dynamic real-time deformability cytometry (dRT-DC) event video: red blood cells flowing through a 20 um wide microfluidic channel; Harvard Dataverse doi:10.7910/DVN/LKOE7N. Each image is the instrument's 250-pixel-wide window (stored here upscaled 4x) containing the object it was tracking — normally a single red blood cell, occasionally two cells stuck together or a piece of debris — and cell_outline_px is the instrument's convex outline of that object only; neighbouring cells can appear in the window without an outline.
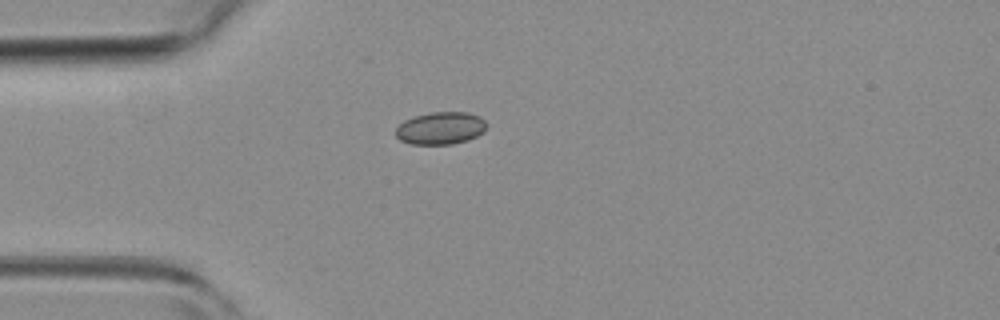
{"species": "common noctule bat (a hibernating species)", "species_latin": "Nyctalus noctula", "temperature_condition": "room temperature", "stored_images_in_passage": 20, "camera_frame_rate_fps": 3000, "um_per_image_px": 0.085, "animal": {"sex": "female", "body_mass_g": 19.3, "forearm_length_mm": 54.1}, "frame": {"image": 1, "passage_image": 1, "time_ms": 0.0, "image_size_px": [1000, 320], "cell_outline_px": [[488, 124], [484, 132], [468, 140], [452, 144], [412, 144], [400, 140], [396, 136], [396, 128], [404, 120], [416, 116], [432, 112], [468, 112], [480, 116]], "centroid_in_image_um": [37.48, 10.89], "position_along_channel_um": 47.5, "area_um2": 17.22}}
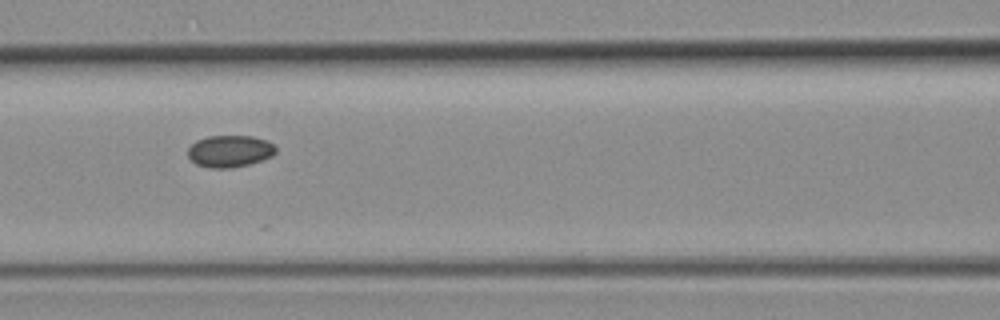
{"frame": {"image": 2, "passage_image": 9, "time_ms": 2.667, "image_size_px": [1000, 320], "cell_outline_px": [[276, 152], [272, 156], [248, 164], [232, 168], [208, 168], [196, 164], [188, 156], [188, 148], [196, 140], [208, 136], [252, 136], [268, 140], [276, 148]], "centroid_in_image_um": [19.52, 12.85], "position_along_channel_um": 147.1, "area_um2": 16.36}}
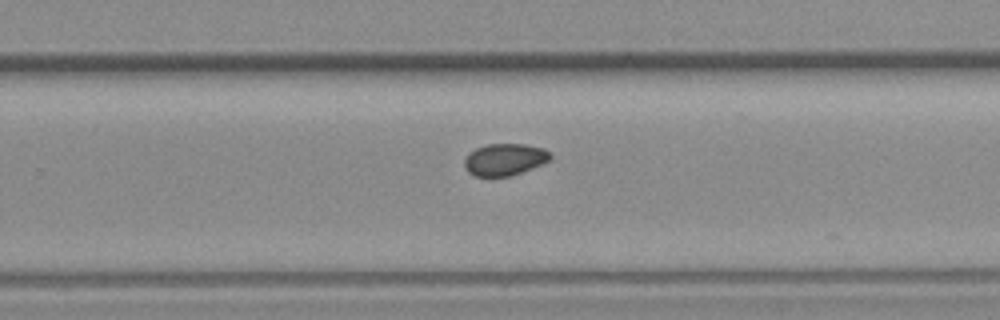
{"frame": {"image": 3, "passage_image": 19, "time_ms": 6.0, "image_size_px": [1000, 320], "cell_outline_px": [[552, 156], [548, 160], [532, 168], [512, 176], [476, 176], [468, 172], [464, 164], [464, 160], [468, 152], [476, 148], [488, 144], [524, 144], [544, 148]], "centroid_in_image_um": [42.87, 13.55], "position_along_channel_um": 286.9, "area_um2": 15.9}}